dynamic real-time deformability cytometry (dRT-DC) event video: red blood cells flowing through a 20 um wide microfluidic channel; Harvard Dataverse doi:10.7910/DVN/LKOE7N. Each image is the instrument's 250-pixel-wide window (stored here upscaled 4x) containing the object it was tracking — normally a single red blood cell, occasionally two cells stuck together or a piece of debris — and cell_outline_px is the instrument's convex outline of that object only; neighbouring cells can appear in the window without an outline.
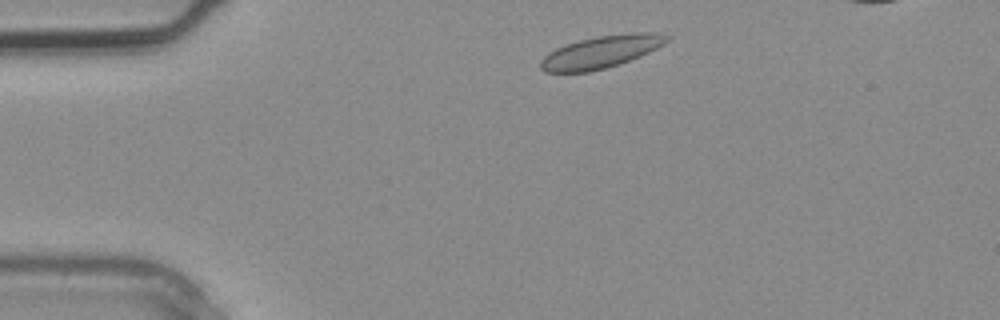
{"species": "common noctule bat (a hibernating species)", "species_latin": "Nyctalus noctula", "temperature_condition": "warm", "stored_images_in_passage": 2, "camera_frame_rate_fps": 3000, "um_per_image_px": 0.085, "animal": {"sex": "male", "body_mass_g": 20.4}, "frame": {"image": 1, "passage_image": 1, "time_ms": 0.0, "image_size_px": [1000, 320], "cell_outline_px": [[668, 40], [664, 44], [640, 56], [620, 64], [588, 72], [544, 72], [540, 68], [540, 60], [548, 52], [556, 48], [580, 40], [596, 36], [632, 32], [656, 32], [668, 36]], "centroid_in_image_um": [51.07, 4.41], "position_along_channel_um": 33.9, "area_um2": 23.7}}